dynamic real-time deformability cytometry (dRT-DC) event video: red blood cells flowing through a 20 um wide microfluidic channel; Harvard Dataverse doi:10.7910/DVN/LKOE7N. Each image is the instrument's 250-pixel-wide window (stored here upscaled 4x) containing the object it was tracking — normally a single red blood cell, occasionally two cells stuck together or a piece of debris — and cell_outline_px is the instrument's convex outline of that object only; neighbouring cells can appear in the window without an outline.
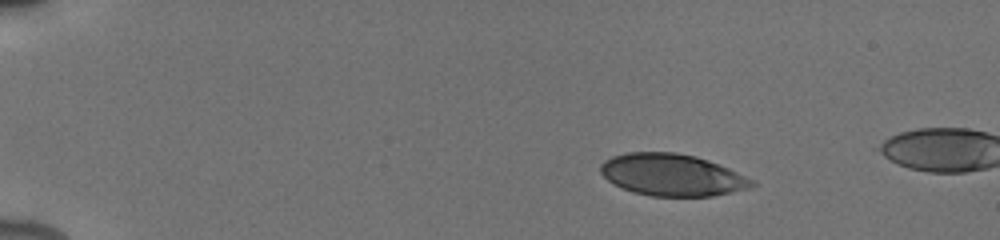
{"species": "human", "species_latin": "Homo sapiens", "temperature_condition": "cold", "stored_images_in_passage": 5, "camera_frame_rate_fps": 3000, "um_per_image_px": 0.085, "donor": {"sex": "male"}, "frame": {"image": 1, "passage_image": 1, "time_ms": 0.0, "image_size_px": [1000, 240], "cell_outline_px": [[756, 184], [752, 188], [712, 196], [652, 196], [632, 192], [620, 188], [612, 184], [600, 172], [600, 164], [604, 160], [612, 156], [628, 152], [676, 152], [696, 156], [708, 160], [728, 168], [756, 180]], "centroid_in_image_um": [57.13, 14.87], "position_along_channel_um": 27.9, "area_um2": 37.34}}